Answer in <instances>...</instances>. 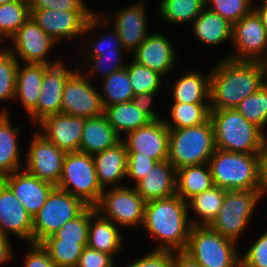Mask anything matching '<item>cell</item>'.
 I'll list each match as a JSON object with an SVG mask.
<instances>
[{
	"mask_svg": "<svg viewBox=\"0 0 267 267\" xmlns=\"http://www.w3.org/2000/svg\"><path fill=\"white\" fill-rule=\"evenodd\" d=\"M225 58L210 70L211 110L236 108L267 81L261 61Z\"/></svg>",
	"mask_w": 267,
	"mask_h": 267,
	"instance_id": "cell-1",
	"label": "cell"
},
{
	"mask_svg": "<svg viewBox=\"0 0 267 267\" xmlns=\"http://www.w3.org/2000/svg\"><path fill=\"white\" fill-rule=\"evenodd\" d=\"M187 202L177 194L145 203L142 227L160 240L156 250L185 251L191 222Z\"/></svg>",
	"mask_w": 267,
	"mask_h": 267,
	"instance_id": "cell-2",
	"label": "cell"
},
{
	"mask_svg": "<svg viewBox=\"0 0 267 267\" xmlns=\"http://www.w3.org/2000/svg\"><path fill=\"white\" fill-rule=\"evenodd\" d=\"M215 146L217 149L244 153L261 154L267 147L264 131L250 123L236 108L211 110Z\"/></svg>",
	"mask_w": 267,
	"mask_h": 267,
	"instance_id": "cell-3",
	"label": "cell"
},
{
	"mask_svg": "<svg viewBox=\"0 0 267 267\" xmlns=\"http://www.w3.org/2000/svg\"><path fill=\"white\" fill-rule=\"evenodd\" d=\"M216 150L211 119L201 125L170 129L168 161L179 169L208 163Z\"/></svg>",
	"mask_w": 267,
	"mask_h": 267,
	"instance_id": "cell-4",
	"label": "cell"
},
{
	"mask_svg": "<svg viewBox=\"0 0 267 267\" xmlns=\"http://www.w3.org/2000/svg\"><path fill=\"white\" fill-rule=\"evenodd\" d=\"M260 154L215 150L209 159L215 186L225 190H258Z\"/></svg>",
	"mask_w": 267,
	"mask_h": 267,
	"instance_id": "cell-5",
	"label": "cell"
},
{
	"mask_svg": "<svg viewBox=\"0 0 267 267\" xmlns=\"http://www.w3.org/2000/svg\"><path fill=\"white\" fill-rule=\"evenodd\" d=\"M56 187L95 207L104 189L100 186L93 156L81 152L66 153Z\"/></svg>",
	"mask_w": 267,
	"mask_h": 267,
	"instance_id": "cell-6",
	"label": "cell"
},
{
	"mask_svg": "<svg viewBox=\"0 0 267 267\" xmlns=\"http://www.w3.org/2000/svg\"><path fill=\"white\" fill-rule=\"evenodd\" d=\"M235 246L210 226H192L185 252L202 267H241Z\"/></svg>",
	"mask_w": 267,
	"mask_h": 267,
	"instance_id": "cell-7",
	"label": "cell"
},
{
	"mask_svg": "<svg viewBox=\"0 0 267 267\" xmlns=\"http://www.w3.org/2000/svg\"><path fill=\"white\" fill-rule=\"evenodd\" d=\"M31 18L56 42L68 41L82 36L94 29L111 23L109 18H102L92 11H58L50 9L30 10ZM101 25V26H100ZM99 26V27H98Z\"/></svg>",
	"mask_w": 267,
	"mask_h": 267,
	"instance_id": "cell-8",
	"label": "cell"
},
{
	"mask_svg": "<svg viewBox=\"0 0 267 267\" xmlns=\"http://www.w3.org/2000/svg\"><path fill=\"white\" fill-rule=\"evenodd\" d=\"M88 205L65 190L54 187L45 204L33 217L32 243H40L53 235L67 221L79 216Z\"/></svg>",
	"mask_w": 267,
	"mask_h": 267,
	"instance_id": "cell-9",
	"label": "cell"
},
{
	"mask_svg": "<svg viewBox=\"0 0 267 267\" xmlns=\"http://www.w3.org/2000/svg\"><path fill=\"white\" fill-rule=\"evenodd\" d=\"M260 199L258 190H226L223 205L210 227L237 243Z\"/></svg>",
	"mask_w": 267,
	"mask_h": 267,
	"instance_id": "cell-10",
	"label": "cell"
},
{
	"mask_svg": "<svg viewBox=\"0 0 267 267\" xmlns=\"http://www.w3.org/2000/svg\"><path fill=\"white\" fill-rule=\"evenodd\" d=\"M145 203L134 187L123 185L104 190L95 208L117 226L136 227L143 224Z\"/></svg>",
	"mask_w": 267,
	"mask_h": 267,
	"instance_id": "cell-11",
	"label": "cell"
},
{
	"mask_svg": "<svg viewBox=\"0 0 267 267\" xmlns=\"http://www.w3.org/2000/svg\"><path fill=\"white\" fill-rule=\"evenodd\" d=\"M74 69L63 89L61 113L85 119L103 114L100 92L94 89L86 73L80 71L81 67Z\"/></svg>",
	"mask_w": 267,
	"mask_h": 267,
	"instance_id": "cell-12",
	"label": "cell"
},
{
	"mask_svg": "<svg viewBox=\"0 0 267 267\" xmlns=\"http://www.w3.org/2000/svg\"><path fill=\"white\" fill-rule=\"evenodd\" d=\"M232 42L235 52L227 58L261 61L266 56L267 30L254 10L233 24Z\"/></svg>",
	"mask_w": 267,
	"mask_h": 267,
	"instance_id": "cell-13",
	"label": "cell"
},
{
	"mask_svg": "<svg viewBox=\"0 0 267 267\" xmlns=\"http://www.w3.org/2000/svg\"><path fill=\"white\" fill-rule=\"evenodd\" d=\"M10 40L13 45L7 46L8 50L17 60L20 58L25 63L46 65L59 62L55 60L50 62L47 59L51 47L53 48L57 42L45 33L31 17L16 31Z\"/></svg>",
	"mask_w": 267,
	"mask_h": 267,
	"instance_id": "cell-14",
	"label": "cell"
},
{
	"mask_svg": "<svg viewBox=\"0 0 267 267\" xmlns=\"http://www.w3.org/2000/svg\"><path fill=\"white\" fill-rule=\"evenodd\" d=\"M27 151L25 170L40 180L57 186L66 153L42 133L34 134Z\"/></svg>",
	"mask_w": 267,
	"mask_h": 267,
	"instance_id": "cell-15",
	"label": "cell"
},
{
	"mask_svg": "<svg viewBox=\"0 0 267 267\" xmlns=\"http://www.w3.org/2000/svg\"><path fill=\"white\" fill-rule=\"evenodd\" d=\"M74 71L68 69L62 60L46 66L38 104L28 114L33 121L39 124L46 117L61 113L63 89L66 80Z\"/></svg>",
	"mask_w": 267,
	"mask_h": 267,
	"instance_id": "cell-16",
	"label": "cell"
},
{
	"mask_svg": "<svg viewBox=\"0 0 267 267\" xmlns=\"http://www.w3.org/2000/svg\"><path fill=\"white\" fill-rule=\"evenodd\" d=\"M169 132L164 120L160 119L127 133L122 141L127 152H138L159 162L168 160Z\"/></svg>",
	"mask_w": 267,
	"mask_h": 267,
	"instance_id": "cell-17",
	"label": "cell"
},
{
	"mask_svg": "<svg viewBox=\"0 0 267 267\" xmlns=\"http://www.w3.org/2000/svg\"><path fill=\"white\" fill-rule=\"evenodd\" d=\"M32 231L33 217L21 205L10 187L0 179V233L9 237V232L30 245Z\"/></svg>",
	"mask_w": 267,
	"mask_h": 267,
	"instance_id": "cell-18",
	"label": "cell"
},
{
	"mask_svg": "<svg viewBox=\"0 0 267 267\" xmlns=\"http://www.w3.org/2000/svg\"><path fill=\"white\" fill-rule=\"evenodd\" d=\"M2 180L10 187L27 212L34 217L45 204L53 184L40 180L25 169L6 175Z\"/></svg>",
	"mask_w": 267,
	"mask_h": 267,
	"instance_id": "cell-19",
	"label": "cell"
},
{
	"mask_svg": "<svg viewBox=\"0 0 267 267\" xmlns=\"http://www.w3.org/2000/svg\"><path fill=\"white\" fill-rule=\"evenodd\" d=\"M85 118L74 117L64 113L50 115L38 125L51 143L65 153L79 152Z\"/></svg>",
	"mask_w": 267,
	"mask_h": 267,
	"instance_id": "cell-20",
	"label": "cell"
},
{
	"mask_svg": "<svg viewBox=\"0 0 267 267\" xmlns=\"http://www.w3.org/2000/svg\"><path fill=\"white\" fill-rule=\"evenodd\" d=\"M162 33H150L139 47L131 52L133 60L164 76L172 72L176 61L174 46Z\"/></svg>",
	"mask_w": 267,
	"mask_h": 267,
	"instance_id": "cell-21",
	"label": "cell"
},
{
	"mask_svg": "<svg viewBox=\"0 0 267 267\" xmlns=\"http://www.w3.org/2000/svg\"><path fill=\"white\" fill-rule=\"evenodd\" d=\"M144 1L117 11L113 28L117 31L122 47L135 51L149 35Z\"/></svg>",
	"mask_w": 267,
	"mask_h": 267,
	"instance_id": "cell-22",
	"label": "cell"
},
{
	"mask_svg": "<svg viewBox=\"0 0 267 267\" xmlns=\"http://www.w3.org/2000/svg\"><path fill=\"white\" fill-rule=\"evenodd\" d=\"M133 187L145 202L173 196L176 194V169L168 160L156 162Z\"/></svg>",
	"mask_w": 267,
	"mask_h": 267,
	"instance_id": "cell-23",
	"label": "cell"
},
{
	"mask_svg": "<svg viewBox=\"0 0 267 267\" xmlns=\"http://www.w3.org/2000/svg\"><path fill=\"white\" fill-rule=\"evenodd\" d=\"M93 156L97 177L100 186L105 190L106 186L112 188L122 187L118 185L127 174V150L121 140L114 147L95 153ZM118 183V184H117ZM109 184V185H108Z\"/></svg>",
	"mask_w": 267,
	"mask_h": 267,
	"instance_id": "cell-24",
	"label": "cell"
},
{
	"mask_svg": "<svg viewBox=\"0 0 267 267\" xmlns=\"http://www.w3.org/2000/svg\"><path fill=\"white\" fill-rule=\"evenodd\" d=\"M122 140L104 114L85 119L79 152L94 155L114 147Z\"/></svg>",
	"mask_w": 267,
	"mask_h": 267,
	"instance_id": "cell-25",
	"label": "cell"
},
{
	"mask_svg": "<svg viewBox=\"0 0 267 267\" xmlns=\"http://www.w3.org/2000/svg\"><path fill=\"white\" fill-rule=\"evenodd\" d=\"M119 227L107 218H104L96 208L91 206L87 246L113 256L122 250V236Z\"/></svg>",
	"mask_w": 267,
	"mask_h": 267,
	"instance_id": "cell-26",
	"label": "cell"
},
{
	"mask_svg": "<svg viewBox=\"0 0 267 267\" xmlns=\"http://www.w3.org/2000/svg\"><path fill=\"white\" fill-rule=\"evenodd\" d=\"M46 64L18 65L14 100L18 99L29 114L38 104Z\"/></svg>",
	"mask_w": 267,
	"mask_h": 267,
	"instance_id": "cell-27",
	"label": "cell"
},
{
	"mask_svg": "<svg viewBox=\"0 0 267 267\" xmlns=\"http://www.w3.org/2000/svg\"><path fill=\"white\" fill-rule=\"evenodd\" d=\"M192 26L196 39L205 45L219 46L232 40L233 25L208 7L193 20Z\"/></svg>",
	"mask_w": 267,
	"mask_h": 267,
	"instance_id": "cell-28",
	"label": "cell"
},
{
	"mask_svg": "<svg viewBox=\"0 0 267 267\" xmlns=\"http://www.w3.org/2000/svg\"><path fill=\"white\" fill-rule=\"evenodd\" d=\"M8 114L6 109L0 112V179L24 168L20 164L21 155L17 140L21 128H13Z\"/></svg>",
	"mask_w": 267,
	"mask_h": 267,
	"instance_id": "cell-29",
	"label": "cell"
},
{
	"mask_svg": "<svg viewBox=\"0 0 267 267\" xmlns=\"http://www.w3.org/2000/svg\"><path fill=\"white\" fill-rule=\"evenodd\" d=\"M171 86L173 103L210 104V73L202 75L198 71L187 70Z\"/></svg>",
	"mask_w": 267,
	"mask_h": 267,
	"instance_id": "cell-30",
	"label": "cell"
},
{
	"mask_svg": "<svg viewBox=\"0 0 267 267\" xmlns=\"http://www.w3.org/2000/svg\"><path fill=\"white\" fill-rule=\"evenodd\" d=\"M213 186L215 185L208 163L176 170V194L185 202Z\"/></svg>",
	"mask_w": 267,
	"mask_h": 267,
	"instance_id": "cell-31",
	"label": "cell"
},
{
	"mask_svg": "<svg viewBox=\"0 0 267 267\" xmlns=\"http://www.w3.org/2000/svg\"><path fill=\"white\" fill-rule=\"evenodd\" d=\"M103 114L120 137L151 122L132 101L104 107Z\"/></svg>",
	"mask_w": 267,
	"mask_h": 267,
	"instance_id": "cell-32",
	"label": "cell"
},
{
	"mask_svg": "<svg viewBox=\"0 0 267 267\" xmlns=\"http://www.w3.org/2000/svg\"><path fill=\"white\" fill-rule=\"evenodd\" d=\"M226 190L218 186L205 190L187 201L188 210L191 208L199 219H191L192 226H210L219 214L223 205Z\"/></svg>",
	"mask_w": 267,
	"mask_h": 267,
	"instance_id": "cell-33",
	"label": "cell"
},
{
	"mask_svg": "<svg viewBox=\"0 0 267 267\" xmlns=\"http://www.w3.org/2000/svg\"><path fill=\"white\" fill-rule=\"evenodd\" d=\"M102 82L100 96L103 108L132 100L134 92L126 67L111 73Z\"/></svg>",
	"mask_w": 267,
	"mask_h": 267,
	"instance_id": "cell-34",
	"label": "cell"
},
{
	"mask_svg": "<svg viewBox=\"0 0 267 267\" xmlns=\"http://www.w3.org/2000/svg\"><path fill=\"white\" fill-rule=\"evenodd\" d=\"M40 244L47 251L56 267H76L88 241L44 239Z\"/></svg>",
	"mask_w": 267,
	"mask_h": 267,
	"instance_id": "cell-35",
	"label": "cell"
},
{
	"mask_svg": "<svg viewBox=\"0 0 267 267\" xmlns=\"http://www.w3.org/2000/svg\"><path fill=\"white\" fill-rule=\"evenodd\" d=\"M210 104L173 103L170 111L171 122L164 120L169 129L194 127L210 119Z\"/></svg>",
	"mask_w": 267,
	"mask_h": 267,
	"instance_id": "cell-36",
	"label": "cell"
},
{
	"mask_svg": "<svg viewBox=\"0 0 267 267\" xmlns=\"http://www.w3.org/2000/svg\"><path fill=\"white\" fill-rule=\"evenodd\" d=\"M206 7V0H161L158 10L162 19L174 24L192 21Z\"/></svg>",
	"mask_w": 267,
	"mask_h": 267,
	"instance_id": "cell-37",
	"label": "cell"
},
{
	"mask_svg": "<svg viewBox=\"0 0 267 267\" xmlns=\"http://www.w3.org/2000/svg\"><path fill=\"white\" fill-rule=\"evenodd\" d=\"M31 17L29 0L0 5V33L7 39Z\"/></svg>",
	"mask_w": 267,
	"mask_h": 267,
	"instance_id": "cell-38",
	"label": "cell"
},
{
	"mask_svg": "<svg viewBox=\"0 0 267 267\" xmlns=\"http://www.w3.org/2000/svg\"><path fill=\"white\" fill-rule=\"evenodd\" d=\"M236 110L262 130L267 124V81L257 92L242 100Z\"/></svg>",
	"mask_w": 267,
	"mask_h": 267,
	"instance_id": "cell-39",
	"label": "cell"
},
{
	"mask_svg": "<svg viewBox=\"0 0 267 267\" xmlns=\"http://www.w3.org/2000/svg\"><path fill=\"white\" fill-rule=\"evenodd\" d=\"M134 95L159 92L163 76L134 60L126 65Z\"/></svg>",
	"mask_w": 267,
	"mask_h": 267,
	"instance_id": "cell-40",
	"label": "cell"
},
{
	"mask_svg": "<svg viewBox=\"0 0 267 267\" xmlns=\"http://www.w3.org/2000/svg\"><path fill=\"white\" fill-rule=\"evenodd\" d=\"M91 206H88L79 216L67 221L53 235L45 239H63V241H88Z\"/></svg>",
	"mask_w": 267,
	"mask_h": 267,
	"instance_id": "cell-41",
	"label": "cell"
},
{
	"mask_svg": "<svg viewBox=\"0 0 267 267\" xmlns=\"http://www.w3.org/2000/svg\"><path fill=\"white\" fill-rule=\"evenodd\" d=\"M251 4L252 0H206V7L208 6L210 11L228 20L232 25L253 10L255 6L252 7Z\"/></svg>",
	"mask_w": 267,
	"mask_h": 267,
	"instance_id": "cell-42",
	"label": "cell"
},
{
	"mask_svg": "<svg viewBox=\"0 0 267 267\" xmlns=\"http://www.w3.org/2000/svg\"><path fill=\"white\" fill-rule=\"evenodd\" d=\"M19 62L9 51L0 56V101L13 100Z\"/></svg>",
	"mask_w": 267,
	"mask_h": 267,
	"instance_id": "cell-43",
	"label": "cell"
},
{
	"mask_svg": "<svg viewBox=\"0 0 267 267\" xmlns=\"http://www.w3.org/2000/svg\"><path fill=\"white\" fill-rule=\"evenodd\" d=\"M106 34L102 33L99 38L95 37V39H93L94 37H92L90 39L91 42H88L90 44L86 46L88 48H86L87 55L85 54V57L101 56L103 54H124L126 52L122 47L119 35L114 28L109 34Z\"/></svg>",
	"mask_w": 267,
	"mask_h": 267,
	"instance_id": "cell-44",
	"label": "cell"
},
{
	"mask_svg": "<svg viewBox=\"0 0 267 267\" xmlns=\"http://www.w3.org/2000/svg\"><path fill=\"white\" fill-rule=\"evenodd\" d=\"M122 55L124 54H103L101 56L85 57L84 59L87 58L85 64L90 68L86 76L88 77L89 74L93 76L99 71L100 75L103 74L102 79H104L111 73L125 68L127 63L123 64Z\"/></svg>",
	"mask_w": 267,
	"mask_h": 267,
	"instance_id": "cell-45",
	"label": "cell"
},
{
	"mask_svg": "<svg viewBox=\"0 0 267 267\" xmlns=\"http://www.w3.org/2000/svg\"><path fill=\"white\" fill-rule=\"evenodd\" d=\"M252 244L245 254H240L241 267H267V232Z\"/></svg>",
	"mask_w": 267,
	"mask_h": 267,
	"instance_id": "cell-46",
	"label": "cell"
},
{
	"mask_svg": "<svg viewBox=\"0 0 267 267\" xmlns=\"http://www.w3.org/2000/svg\"><path fill=\"white\" fill-rule=\"evenodd\" d=\"M157 161L140 155L138 152H127V174L129 180L134 179L135 184L148 173Z\"/></svg>",
	"mask_w": 267,
	"mask_h": 267,
	"instance_id": "cell-47",
	"label": "cell"
},
{
	"mask_svg": "<svg viewBox=\"0 0 267 267\" xmlns=\"http://www.w3.org/2000/svg\"><path fill=\"white\" fill-rule=\"evenodd\" d=\"M30 10L91 11L83 0H29Z\"/></svg>",
	"mask_w": 267,
	"mask_h": 267,
	"instance_id": "cell-48",
	"label": "cell"
},
{
	"mask_svg": "<svg viewBox=\"0 0 267 267\" xmlns=\"http://www.w3.org/2000/svg\"><path fill=\"white\" fill-rule=\"evenodd\" d=\"M76 267H115V263L113 262V256L108 253L86 246Z\"/></svg>",
	"mask_w": 267,
	"mask_h": 267,
	"instance_id": "cell-49",
	"label": "cell"
},
{
	"mask_svg": "<svg viewBox=\"0 0 267 267\" xmlns=\"http://www.w3.org/2000/svg\"><path fill=\"white\" fill-rule=\"evenodd\" d=\"M127 267H172V251L154 249L133 263L130 262Z\"/></svg>",
	"mask_w": 267,
	"mask_h": 267,
	"instance_id": "cell-50",
	"label": "cell"
},
{
	"mask_svg": "<svg viewBox=\"0 0 267 267\" xmlns=\"http://www.w3.org/2000/svg\"><path fill=\"white\" fill-rule=\"evenodd\" d=\"M24 267H56L40 243H31V250L25 257Z\"/></svg>",
	"mask_w": 267,
	"mask_h": 267,
	"instance_id": "cell-51",
	"label": "cell"
},
{
	"mask_svg": "<svg viewBox=\"0 0 267 267\" xmlns=\"http://www.w3.org/2000/svg\"><path fill=\"white\" fill-rule=\"evenodd\" d=\"M156 93L157 92H148L134 95L131 100L134 105L139 106V110L143 114H145L151 121L160 120L159 116L156 114L157 112H155V110L150 107L152 98L153 96H156Z\"/></svg>",
	"mask_w": 267,
	"mask_h": 267,
	"instance_id": "cell-52",
	"label": "cell"
},
{
	"mask_svg": "<svg viewBox=\"0 0 267 267\" xmlns=\"http://www.w3.org/2000/svg\"><path fill=\"white\" fill-rule=\"evenodd\" d=\"M258 191L260 198L267 191V147L260 154Z\"/></svg>",
	"mask_w": 267,
	"mask_h": 267,
	"instance_id": "cell-53",
	"label": "cell"
},
{
	"mask_svg": "<svg viewBox=\"0 0 267 267\" xmlns=\"http://www.w3.org/2000/svg\"><path fill=\"white\" fill-rule=\"evenodd\" d=\"M172 267H202L185 251H172Z\"/></svg>",
	"mask_w": 267,
	"mask_h": 267,
	"instance_id": "cell-54",
	"label": "cell"
},
{
	"mask_svg": "<svg viewBox=\"0 0 267 267\" xmlns=\"http://www.w3.org/2000/svg\"><path fill=\"white\" fill-rule=\"evenodd\" d=\"M12 257L13 251L9 237L0 233V265L7 263Z\"/></svg>",
	"mask_w": 267,
	"mask_h": 267,
	"instance_id": "cell-55",
	"label": "cell"
},
{
	"mask_svg": "<svg viewBox=\"0 0 267 267\" xmlns=\"http://www.w3.org/2000/svg\"><path fill=\"white\" fill-rule=\"evenodd\" d=\"M260 6L259 7L256 6V8H253V10L259 16L262 24L266 27L267 30V5H260Z\"/></svg>",
	"mask_w": 267,
	"mask_h": 267,
	"instance_id": "cell-56",
	"label": "cell"
},
{
	"mask_svg": "<svg viewBox=\"0 0 267 267\" xmlns=\"http://www.w3.org/2000/svg\"><path fill=\"white\" fill-rule=\"evenodd\" d=\"M261 64H262L263 69H264V71H265V74H266V76H267V54H266V56L261 60Z\"/></svg>",
	"mask_w": 267,
	"mask_h": 267,
	"instance_id": "cell-57",
	"label": "cell"
},
{
	"mask_svg": "<svg viewBox=\"0 0 267 267\" xmlns=\"http://www.w3.org/2000/svg\"><path fill=\"white\" fill-rule=\"evenodd\" d=\"M2 39L4 40L5 37L0 33V43L3 42ZM8 51H9L8 48H7V49L5 48L4 50L1 49V51H0V56L5 55Z\"/></svg>",
	"mask_w": 267,
	"mask_h": 267,
	"instance_id": "cell-58",
	"label": "cell"
},
{
	"mask_svg": "<svg viewBox=\"0 0 267 267\" xmlns=\"http://www.w3.org/2000/svg\"><path fill=\"white\" fill-rule=\"evenodd\" d=\"M15 1H19V0H0V5L7 4V3H12V2H15Z\"/></svg>",
	"mask_w": 267,
	"mask_h": 267,
	"instance_id": "cell-59",
	"label": "cell"
},
{
	"mask_svg": "<svg viewBox=\"0 0 267 267\" xmlns=\"http://www.w3.org/2000/svg\"><path fill=\"white\" fill-rule=\"evenodd\" d=\"M260 1H262L261 3V5H267V0H260Z\"/></svg>",
	"mask_w": 267,
	"mask_h": 267,
	"instance_id": "cell-60",
	"label": "cell"
}]
</instances>
